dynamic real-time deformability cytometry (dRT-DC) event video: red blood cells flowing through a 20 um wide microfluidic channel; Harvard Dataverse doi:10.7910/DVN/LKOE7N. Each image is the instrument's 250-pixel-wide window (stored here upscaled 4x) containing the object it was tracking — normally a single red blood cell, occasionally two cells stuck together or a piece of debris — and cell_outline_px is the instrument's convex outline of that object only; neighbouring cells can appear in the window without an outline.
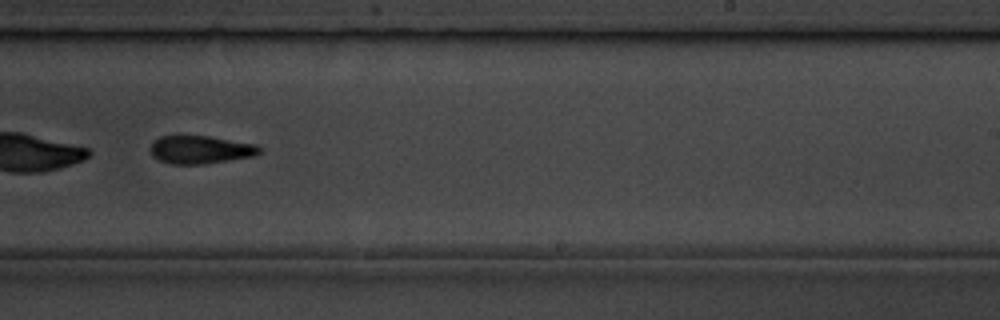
{"species": "common noctule bat (a hibernating species)", "species_latin": "Nyctalus noctula", "temperature_condition": "room temperature", "stored_images_in_passage": 9, "camera_frame_rate_fps": 3000, "um_per_image_px": 0.085, "animal": {"sex": "male", "body_mass_g": 19.5, "forearm_length_mm": 54.6}, "frame": {"image": 1, "passage_image": 9, "time_ms": 9.0, "image_size_px": [1000, 320], "cell_outline_px": [[260, 152], [256, 156], [204, 164], [172, 164], [160, 160], [152, 156], [152, 140], [160, 136], [208, 136], [256, 144], [260, 148]], "centroid_in_image_um": [17.05, 12.72], "position_along_channel_um": 271.9, "area_um2": 17.74}}